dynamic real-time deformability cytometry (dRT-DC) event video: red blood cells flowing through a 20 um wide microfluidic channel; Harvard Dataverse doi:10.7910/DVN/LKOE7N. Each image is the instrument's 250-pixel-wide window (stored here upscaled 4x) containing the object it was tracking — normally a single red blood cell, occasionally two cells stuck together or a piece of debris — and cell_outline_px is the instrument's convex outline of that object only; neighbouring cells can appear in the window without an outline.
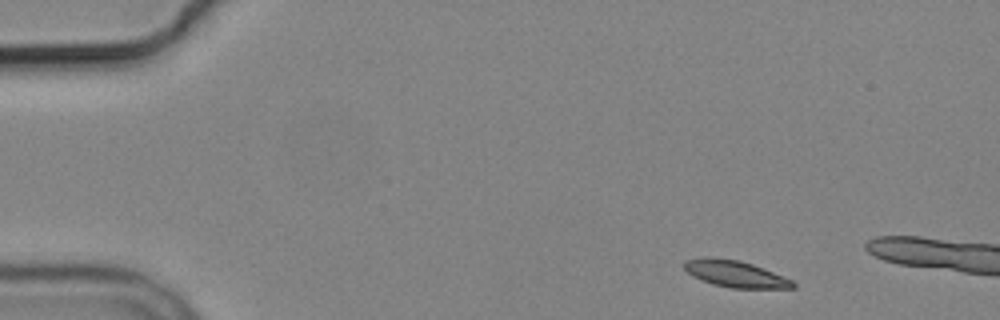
{"species": "common noctule bat (a hibernating species)", "species_latin": "Nyctalus noctula", "temperature_condition": "cold", "stored_images_in_passage": 3, "camera_frame_rate_fps": 3000, "um_per_image_px": 0.085, "animal": {"sex": "male", "body_mass_g": 19.2, "forearm_length_mm": 51.8}, "frame": {"image": 1, "passage_image": 1, "time_ms": 0.0, "image_size_px": [1000, 320], "cell_outline_px": [[796, 288], [732, 288], [712, 284], [700, 280], [692, 276], [684, 268], [684, 260], [704, 256], [712, 256], [740, 260], [764, 268], [792, 280], [796, 284]], "centroid_in_image_um": [62.46, 23.26], "position_along_channel_um": 22.5, "area_um2": 17.11}}